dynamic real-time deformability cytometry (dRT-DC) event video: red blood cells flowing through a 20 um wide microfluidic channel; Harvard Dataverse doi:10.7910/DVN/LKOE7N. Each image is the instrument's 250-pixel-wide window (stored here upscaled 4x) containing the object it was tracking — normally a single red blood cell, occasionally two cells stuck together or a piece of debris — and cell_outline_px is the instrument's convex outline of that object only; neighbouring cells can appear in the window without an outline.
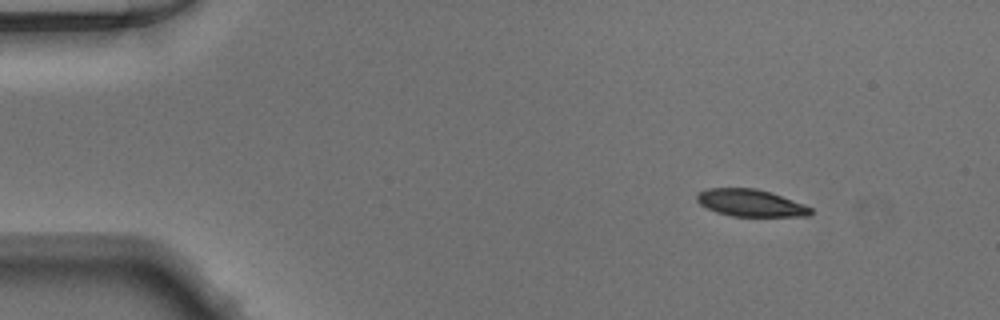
{"species": "Egyptian fruit bat (a non-hibernating species)", "species_latin": "Rousettus aegyptiacus", "temperature_condition": "warm", "stored_images_in_passage": 44, "camera_frame_rate_fps": 3000, "um_per_image_px": 0.085, "animal": {"sex": "male"}, "frame": {"image": 1, "passage_image": 1, "time_ms": 0.0, "image_size_px": [1000, 320], "cell_outline_px": [[812, 212], [808, 216], [732, 216], [716, 212], [700, 204], [696, 200], [696, 196], [700, 192], [708, 188], [756, 188], [804, 204], [812, 208]], "centroid_in_image_um": [63.78, 17.25], "position_along_channel_um": 21.2, "area_um2": 17.74}}
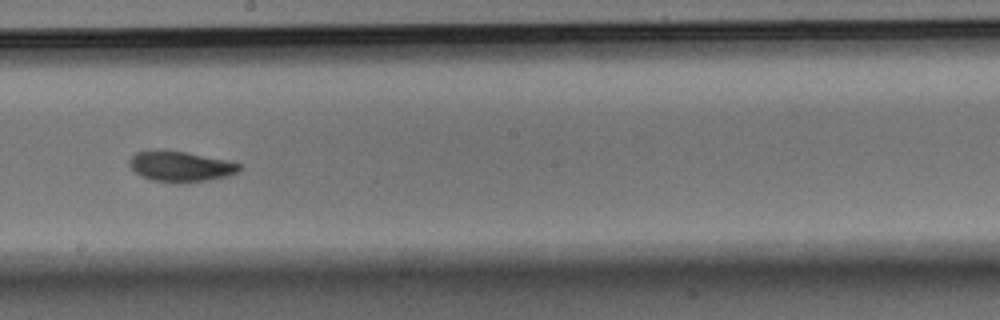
{"frame": {"image": 2, "passage_image": 23, "time_ms": 7.333, "image_size_px": [1000, 320], "cell_outline_px": [[240, 168], [236, 172], [228, 176], [208, 180], [180, 184], [176, 184], [152, 180], [140, 176], [128, 164], [128, 160], [136, 152], [156, 148], [184, 152], [228, 160], [240, 164]], "centroid_in_image_um": [15.29, 14.14], "position_along_channel_um": 232.9, "area_um2": 19.88}}
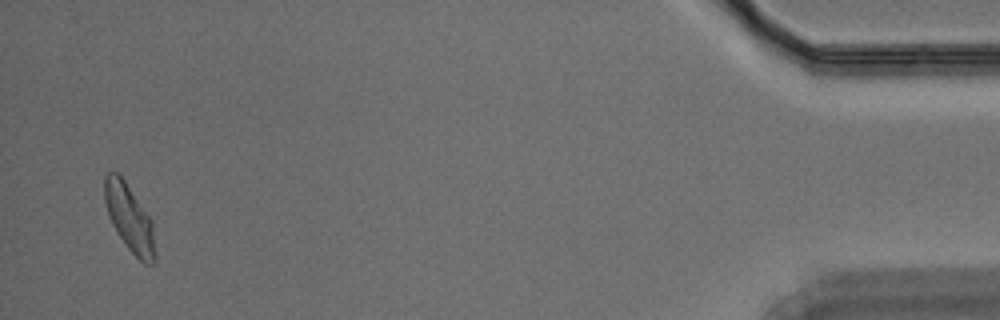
{"frame": {"image": 3, "passage_image": 43, "time_ms": 14.0, "image_size_px": [1000, 320], "cell_outline_px": [[156, 260], [152, 264], [144, 264], [128, 248], [112, 224], [104, 200], [104, 176], [108, 172], [116, 172], [124, 180], [152, 220], [156, 256]], "centroid_in_image_um": [11.01, 18.55], "position_along_channel_um": 424.2, "area_um2": 19.48}}